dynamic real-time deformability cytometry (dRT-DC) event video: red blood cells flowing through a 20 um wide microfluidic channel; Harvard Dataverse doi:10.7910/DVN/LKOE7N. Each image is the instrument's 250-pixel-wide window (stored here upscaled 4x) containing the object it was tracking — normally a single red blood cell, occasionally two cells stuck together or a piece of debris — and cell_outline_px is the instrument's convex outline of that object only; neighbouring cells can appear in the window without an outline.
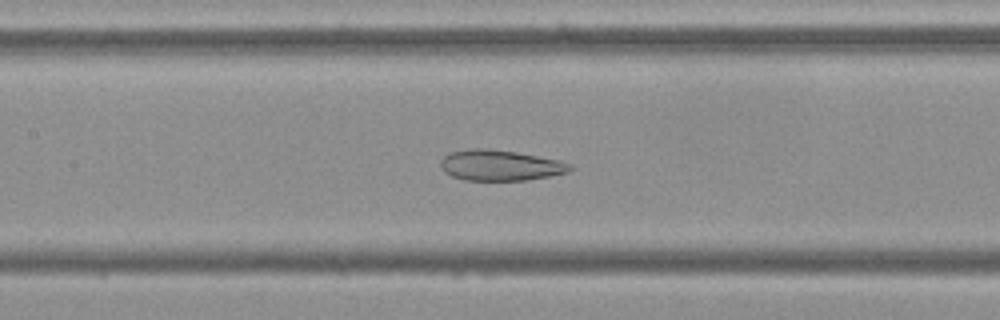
{"species": "Egyptian fruit bat (a non-hibernating species)", "species_latin": "Rousettus aegyptiacus", "temperature_condition": "cold", "stored_images_in_passage": 50, "camera_frame_rate_fps": 3000, "um_per_image_px": 0.085, "frame": {"image": 1, "passage_image": 21, "time_ms": 6.667, "image_size_px": [1000, 320], "cell_outline_px": [[576, 168], [568, 172], [548, 176], [524, 180], [464, 180], [452, 176], [444, 172], [440, 168], [440, 160], [448, 152], [472, 148], [484, 148], [516, 152], [560, 160]], "centroid_in_image_um": [42.48, 14.05], "position_along_channel_um": 164.9, "area_um2": 23.18}}
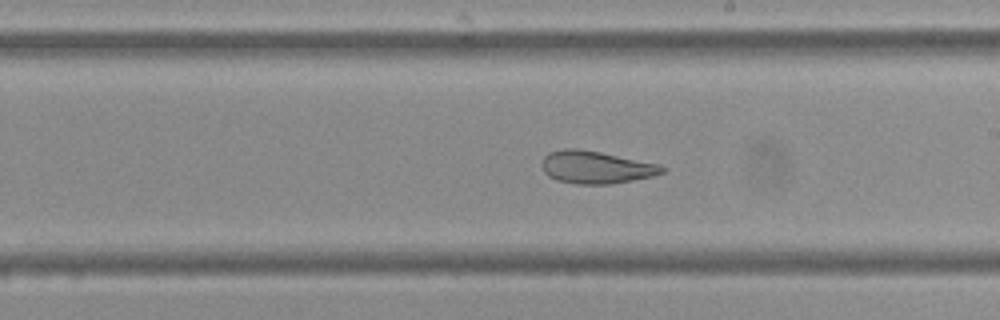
{"frame": {"image": 2, "passage_image": 27, "time_ms": 8.667, "image_size_px": [1000, 320], "cell_outline_px": [[668, 168], [664, 172], [652, 176], [612, 184], [576, 184], [556, 180], [548, 176], [544, 172], [540, 164], [544, 156], [548, 152], [564, 148], [576, 148], [600, 152], [660, 164]], "centroid_in_image_um": [50.64, 14.21], "position_along_channel_um": 238.4, "area_um2": 23.0}}
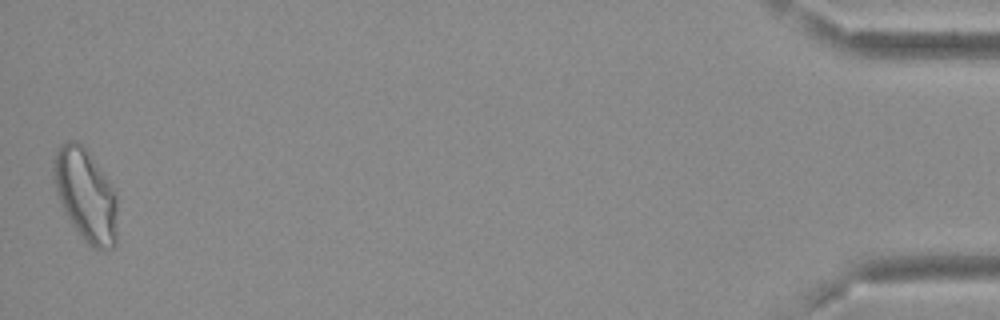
{"frame": {"image": 3, "passage_image": 50, "time_ms": 16.333, "image_size_px": [1000, 320], "cell_outline_px": [[116, 244], [112, 248], [96, 248], [88, 244], [84, 240], [72, 224], [56, 192], [52, 176], [52, 160], [60, 144], [68, 140], [76, 140], [88, 152], [108, 180], [116, 192]], "centroid_in_image_um": [7.26, 16.55], "position_along_channel_um": 427.9, "area_um2": 33.99}, "authors_computed_cell_mechanics": {"area_um2": 26.9348, "velocity_mm_per_s": 3.686, "shape_relaxation_time_tau1_ms": null, "shape_relaxation_time_tau2_ms": 2.312, "deformation_change_tau1": null, "deformation_change_tau2": 0.1008}}